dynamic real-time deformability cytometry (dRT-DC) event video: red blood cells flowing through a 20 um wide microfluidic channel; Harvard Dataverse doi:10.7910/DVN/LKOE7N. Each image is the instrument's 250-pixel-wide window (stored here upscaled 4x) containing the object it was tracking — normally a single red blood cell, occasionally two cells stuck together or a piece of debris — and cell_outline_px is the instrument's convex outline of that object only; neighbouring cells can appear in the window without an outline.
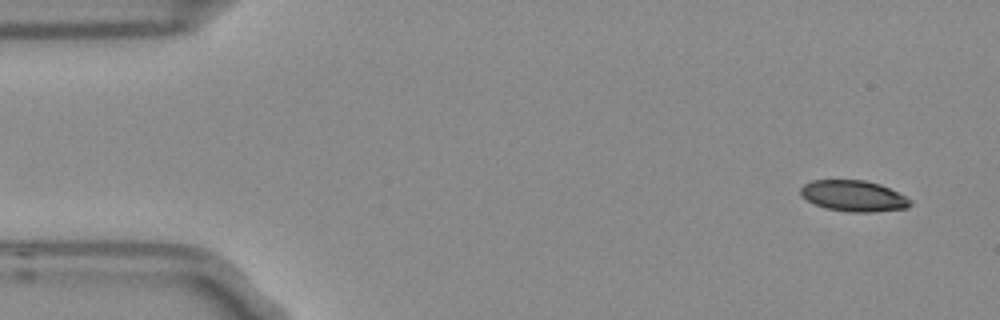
{"species": "Egyptian fruit bat (a non-hibernating species)", "species_latin": "Rousettus aegyptiacus", "temperature_condition": "room temperature", "stored_images_in_passage": 4, "camera_frame_rate_fps": 3000, "um_per_image_px": 0.085, "frame": {"image": 1, "passage_image": 1, "time_ms": 0.0, "image_size_px": [1000, 320], "cell_outline_px": [[912, 204], [908, 208], [872, 212], [852, 212], [824, 208], [800, 196], [800, 188], [804, 184], [812, 180], [864, 180], [880, 184], [912, 200]], "centroid_in_image_um": [72.54, 16.65], "position_along_channel_um": 12.5, "area_um2": 19.77}}
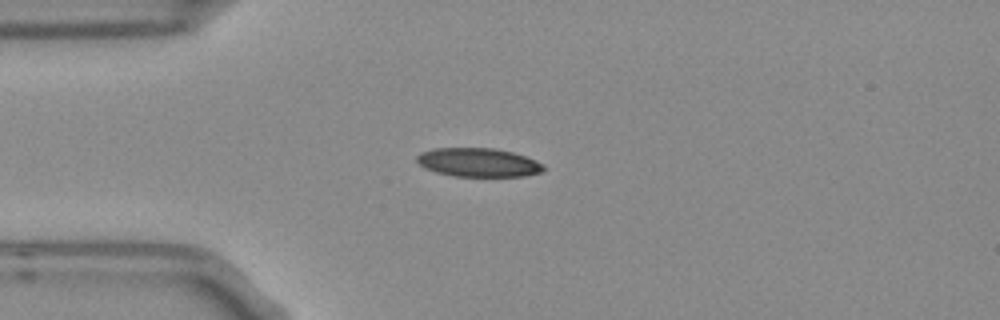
{"frame": {"image": 2, "passage_image": 4, "time_ms": 1.0, "image_size_px": [1000, 320], "cell_outline_px": [[544, 168], [540, 172], [524, 176], [456, 176], [436, 172], [424, 168], [416, 160], [416, 156], [420, 152], [432, 148], [492, 148], [512, 152], [536, 160], [544, 164]], "centroid_in_image_um": [40.62, 13.8], "position_along_channel_um": 44.4, "area_um2": 21.15}}